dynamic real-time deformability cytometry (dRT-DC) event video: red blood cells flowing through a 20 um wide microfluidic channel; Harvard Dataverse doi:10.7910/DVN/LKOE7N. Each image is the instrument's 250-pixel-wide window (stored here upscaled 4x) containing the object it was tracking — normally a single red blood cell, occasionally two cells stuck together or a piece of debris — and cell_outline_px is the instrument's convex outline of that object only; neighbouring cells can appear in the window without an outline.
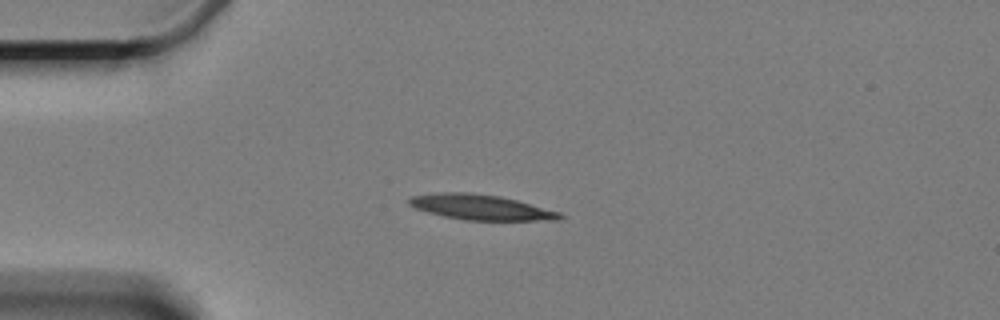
{"species": "Egyptian fruit bat (a non-hibernating species)", "species_latin": "Rousettus aegyptiacus", "temperature_condition": "cold", "stored_images_in_passage": 4, "camera_frame_rate_fps": 3000, "um_per_image_px": 0.085, "animal": {"sex": "female"}, "frame": {"image": 1, "passage_image": 1, "time_ms": 0.0, "image_size_px": [1000, 320], "cell_outline_px": [[564, 216], [560, 220], [464, 220], [444, 216], [428, 212], [416, 208], [408, 204], [408, 200], [412, 196], [436, 192], [468, 192], [500, 196], [516, 200], [560, 212]], "centroid_in_image_um": [40.86, 17.61], "position_along_channel_um": 44.1, "area_um2": 22.08}}
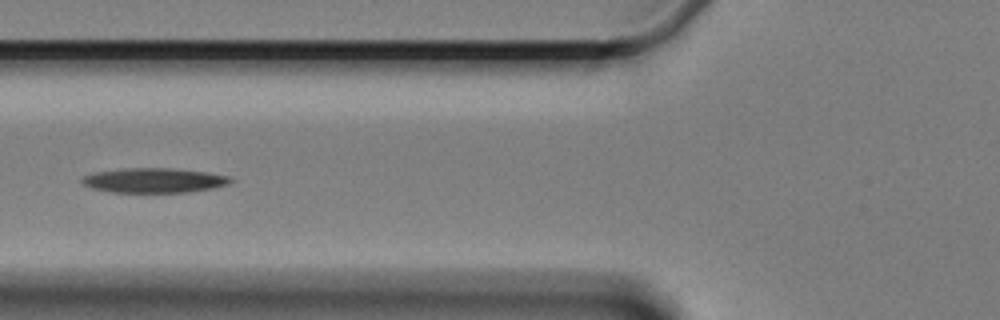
{"frame": {"image": 2, "passage_image": 3, "time_ms": 2.667, "image_size_px": [1000, 320], "cell_outline_px": [[236, 180], [228, 184], [216, 188], [188, 192], [112, 192], [92, 188], [84, 184], [80, 180], [84, 176], [96, 172], [124, 168], [168, 168], [204, 172], [228, 176]], "centroid_in_image_um": [13.13, 15.33], "position_along_channel_um": 112.7, "area_um2": 21.27}}
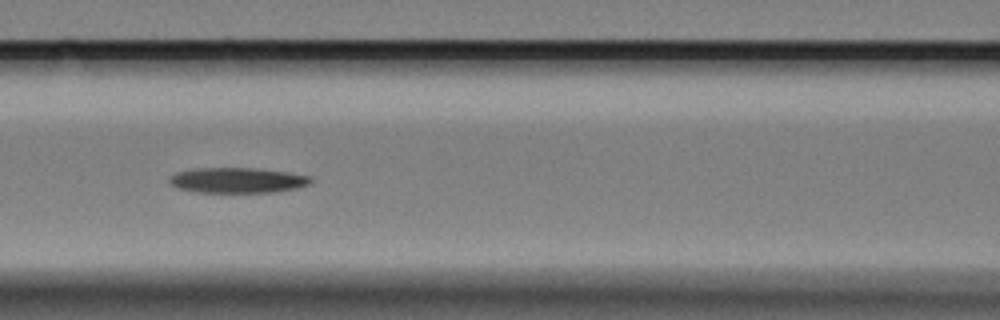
{"frame": {"image": 3, "passage_image": 4, "time_ms": 3.667, "image_size_px": [1000, 320], "cell_outline_px": [[316, 180], [312, 184], [296, 188], [276, 192], [200, 192], [180, 188], [172, 184], [168, 180], [176, 172], [192, 168], [256, 168], [288, 172], [312, 176]], "centroid_in_image_um": [20.28, 15.31], "position_along_channel_um": 146.3, "area_um2": 20.98}}